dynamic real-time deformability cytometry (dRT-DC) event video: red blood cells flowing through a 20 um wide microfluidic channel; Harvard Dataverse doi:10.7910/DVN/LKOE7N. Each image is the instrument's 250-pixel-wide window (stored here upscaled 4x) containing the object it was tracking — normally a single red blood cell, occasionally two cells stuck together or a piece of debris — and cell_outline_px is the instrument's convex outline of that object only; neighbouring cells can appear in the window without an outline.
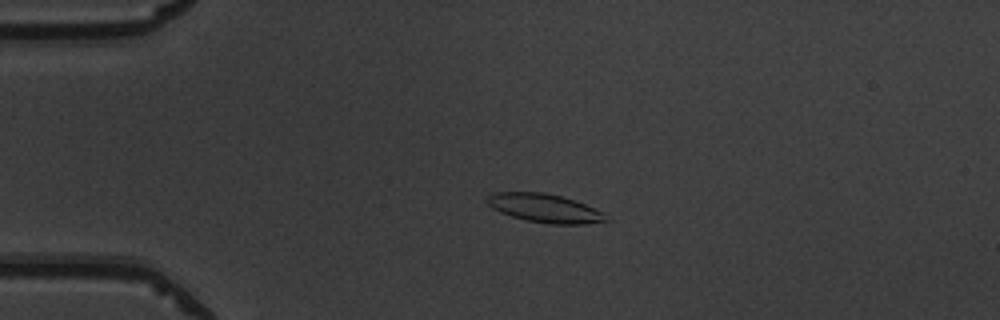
{"species": "common noctule bat (a hibernating species)", "species_latin": "Nyctalus noctula", "temperature_condition": "warm", "stored_images_in_passage": 42, "camera_frame_rate_fps": 3000, "um_per_image_px": 0.085, "animal": {"sex": "male", "body_mass_g": 19.5, "forearm_length_mm": 54.6}, "frame": {"image": 1, "passage_image": 2, "time_ms": 0.333, "image_size_px": [1000, 320], "cell_outline_px": [[608, 220], [584, 224], [548, 224], [528, 220], [512, 216], [500, 212], [492, 208], [488, 204], [488, 196], [492, 192], [544, 192], [576, 200], [604, 212]], "centroid_in_image_um": [46.31, 17.69], "position_along_channel_um": 38.7, "area_um2": 19.71}}
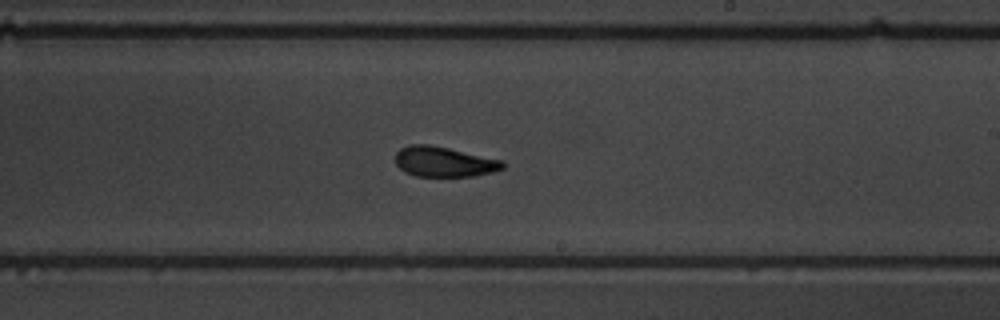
{"frame": {"image": 2, "passage_image": 21, "time_ms": 6.667, "image_size_px": [1000, 320], "cell_outline_px": [[504, 168], [492, 172], [476, 176], [416, 176], [404, 172], [396, 164], [396, 152], [400, 148], [412, 144], [428, 144], [448, 148], [504, 160]], "centroid_in_image_um": [37.75, 13.75], "position_along_channel_um": 251.3, "area_um2": 18.9}}
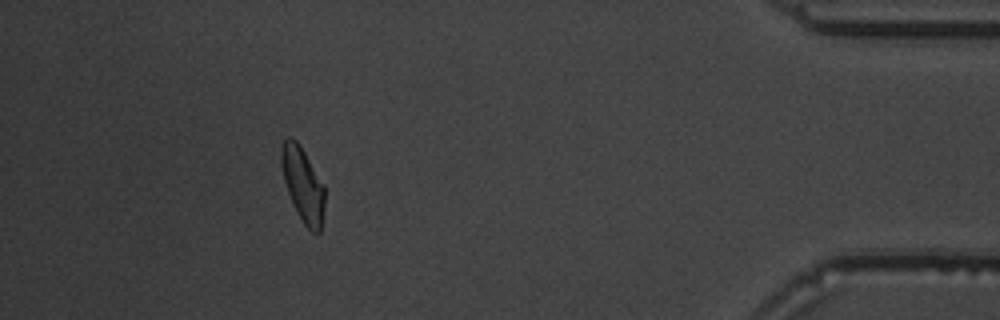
{"frame": {"image": 3, "passage_image": 37, "time_ms": 12.0, "image_size_px": [1000, 320], "cell_outline_px": [[324, 208], [320, 232], [312, 232], [304, 224], [296, 212], [288, 192], [284, 180], [280, 164], [280, 148], [284, 140], [288, 136], [296, 140], [304, 152], [324, 184]], "centroid_in_image_um": [25.73, 15.67], "position_along_channel_um": 409.5, "area_um2": 18.73}, "authors_computed_cell_mechanics": {"area_um2": 19.1318, "velocity_mm_per_s": 3.9329, "shape_relaxation_time_tau1_ms": 2.8756, "shape_relaxation_time_tau2_ms": 1.9953, "deformation_change_tau1": 0.1136, "deformation_change_tau2": 0.0807}}